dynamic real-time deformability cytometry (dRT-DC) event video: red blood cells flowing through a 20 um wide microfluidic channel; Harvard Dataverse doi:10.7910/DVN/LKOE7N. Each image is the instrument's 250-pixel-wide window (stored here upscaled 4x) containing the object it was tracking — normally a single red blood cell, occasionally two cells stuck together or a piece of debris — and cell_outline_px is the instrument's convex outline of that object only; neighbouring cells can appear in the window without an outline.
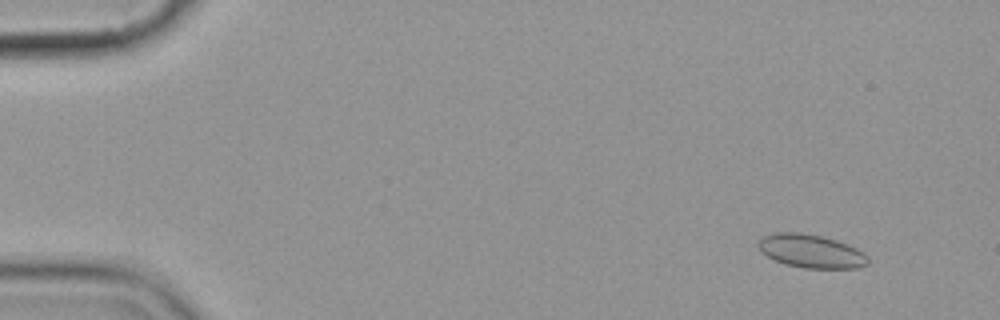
{"species": "common noctule bat (a hibernating species)", "species_latin": "Nyctalus noctula", "temperature_condition": "cold", "stored_images_in_passage": 7, "camera_frame_rate_fps": 3000, "um_per_image_px": 0.085, "animal": {"sex": "female", "body_mass_g": 19.9}, "frame": {"image": 1, "passage_image": 2, "time_ms": 1.333, "image_size_px": [1000, 320], "cell_outline_px": [[868, 264], [856, 268], [804, 268], [784, 264], [760, 252], [756, 244], [764, 236], [776, 232], [800, 232], [820, 236], [836, 240], [856, 248], [864, 252], [868, 256]], "centroid_in_image_um": [68.93, 21.35], "position_along_channel_um": 16.1, "area_um2": 21.33}}
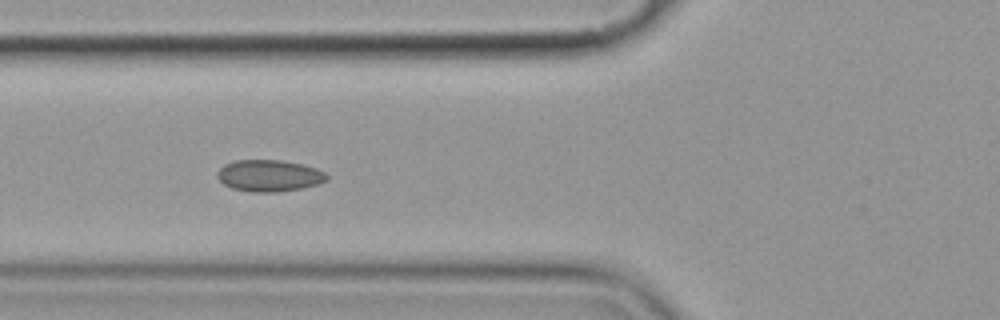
{"frame": {"image": 2, "passage_image": 6, "time_ms": 7.0, "image_size_px": [1000, 320], "cell_outline_px": [[328, 180], [320, 184], [300, 188], [276, 192], [252, 192], [232, 188], [224, 184], [216, 176], [216, 172], [224, 164], [236, 160], [280, 160], [304, 164], [316, 168], [324, 172], [328, 176]], "centroid_in_image_um": [22.89, 14.92], "position_along_channel_um": 102.9, "area_um2": 20.29}}
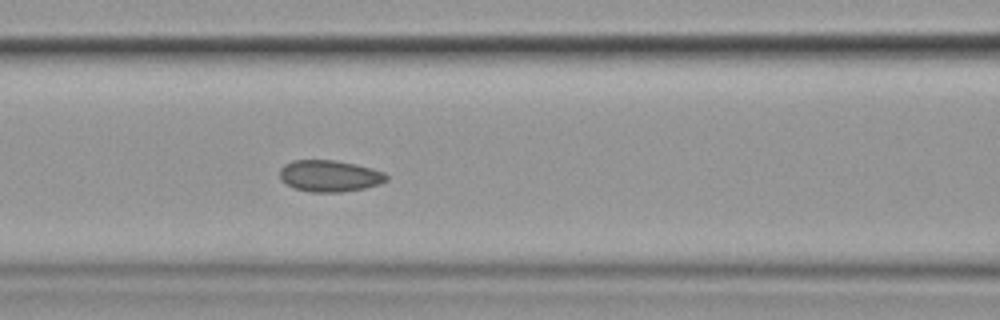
{"frame": {"image": 3, "passage_image": 7, "time_ms": 8.0, "image_size_px": [1000, 320], "cell_outline_px": [[388, 180], [380, 184], [364, 188], [340, 192], [312, 192], [292, 188], [280, 180], [280, 168], [284, 164], [292, 160], [332, 160], [356, 164], [372, 168], [384, 172], [388, 176]], "centroid_in_image_um": [28.0, 14.95], "position_along_channel_um": 138.6, "area_um2": 19.77}}